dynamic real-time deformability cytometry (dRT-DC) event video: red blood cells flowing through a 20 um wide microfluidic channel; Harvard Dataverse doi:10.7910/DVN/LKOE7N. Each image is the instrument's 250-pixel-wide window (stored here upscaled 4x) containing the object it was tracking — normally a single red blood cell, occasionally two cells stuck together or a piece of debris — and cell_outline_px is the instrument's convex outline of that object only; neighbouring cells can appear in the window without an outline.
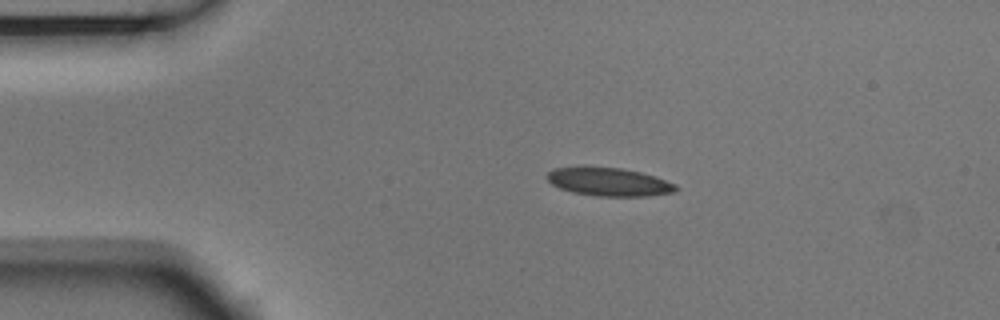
{"species": "Egyptian fruit bat (a non-hibernating species)", "species_latin": "Rousettus aegyptiacus", "temperature_condition": "room temperature", "stored_images_in_passage": 7, "camera_frame_rate_fps": 3000, "um_per_image_px": 0.085, "animal": {"sex": "male"}, "frame": {"image": 1, "passage_image": 1, "time_ms": 0.0, "image_size_px": [1000, 320], "cell_outline_px": [[680, 188], [676, 192], [648, 196], [596, 196], [572, 192], [560, 188], [552, 184], [548, 180], [548, 172], [552, 168], [584, 164], [620, 168], [640, 172], [676, 184]], "centroid_in_image_um": [51.71, 15.43], "position_along_channel_um": 33.3, "area_um2": 21.79}}
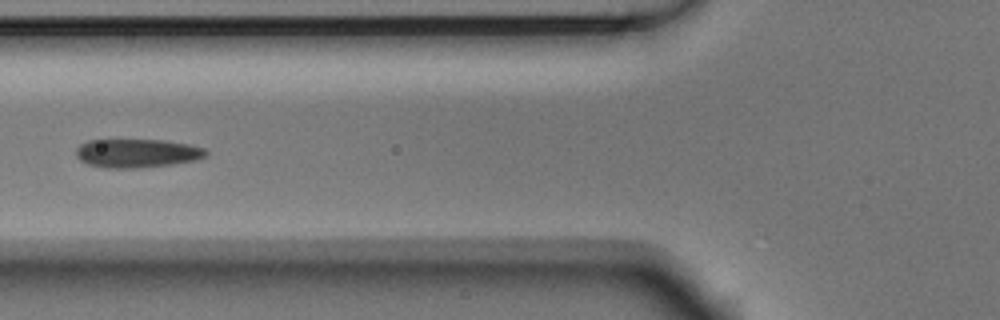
{"frame": {"image": 2, "passage_image": 4, "time_ms": 1.0, "image_size_px": [1000, 320], "cell_outline_px": [[208, 156], [196, 160], [172, 164], [140, 168], [104, 168], [88, 164], [80, 160], [76, 156], [76, 148], [80, 144], [88, 140], [164, 140], [188, 144], [204, 148], [208, 152]], "centroid_in_image_um": [11.65, 13.03], "position_along_channel_um": 114.2, "area_um2": 21.85}}
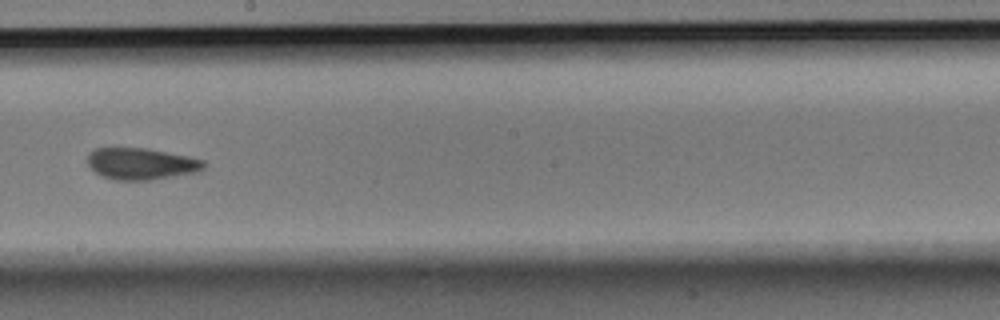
{"frame": {"image": 3, "passage_image": 7, "time_ms": 2.0, "image_size_px": [1000, 320], "cell_outline_px": [[204, 168], [196, 172], [152, 180], [112, 180], [100, 176], [88, 164], [88, 152], [96, 148], [144, 148], [188, 156], [204, 160]], "centroid_in_image_um": [11.97, 13.93], "position_along_channel_um": 236.2, "area_um2": 21.39}}